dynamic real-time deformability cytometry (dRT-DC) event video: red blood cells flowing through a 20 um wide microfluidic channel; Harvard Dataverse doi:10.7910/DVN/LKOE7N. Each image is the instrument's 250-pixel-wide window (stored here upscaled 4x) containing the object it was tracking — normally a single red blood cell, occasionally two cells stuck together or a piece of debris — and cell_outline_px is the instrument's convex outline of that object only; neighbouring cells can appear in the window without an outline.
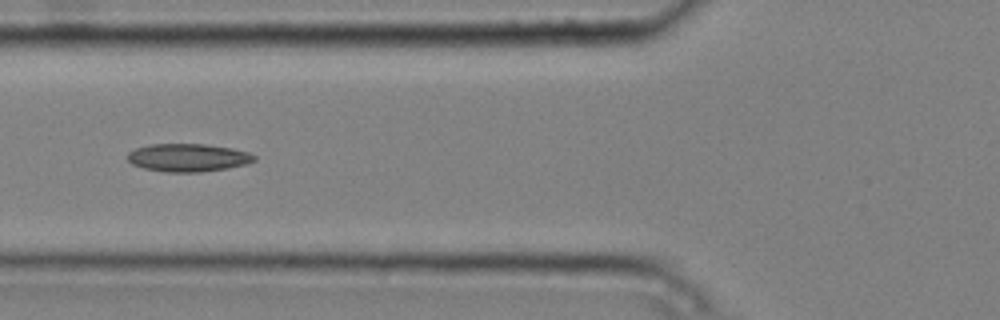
{"species": "common noctule bat (a hibernating species)", "species_latin": "Nyctalus noctula", "temperature_condition": "cold", "stored_images_in_passage": 8, "camera_frame_rate_fps": 3000, "um_per_image_px": 0.085, "animal": {"sex": "male", "body_mass_g": 20.4}, "frame": {"image": 1, "passage_image": 6, "time_ms": 1.667, "image_size_px": [1000, 320], "cell_outline_px": [[256, 160], [248, 164], [228, 168], [200, 172], [164, 172], [144, 168], [132, 164], [128, 160], [128, 152], [136, 148], [152, 144], [208, 144], [232, 148], [248, 152], [256, 156]], "centroid_in_image_um": [16.01, 13.4], "position_along_channel_um": 109.8, "area_um2": 20.75}}
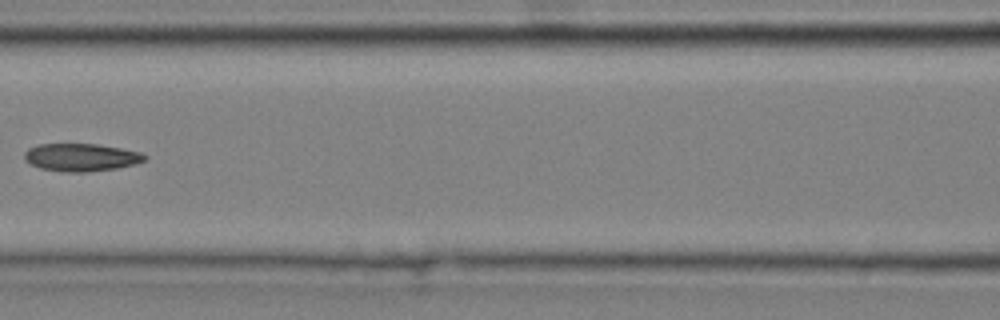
{"frame": {"image": 2, "passage_image": 7, "time_ms": 2.0, "image_size_px": [1000, 320], "cell_outline_px": [[148, 156], [144, 160], [136, 164], [116, 168], [88, 172], [60, 172], [40, 168], [24, 160], [24, 152], [28, 148], [40, 144], [96, 144], [120, 148], [140, 152]], "centroid_in_image_um": [6.88, 13.38], "position_along_channel_um": 159.7, "area_um2": 19.48}}
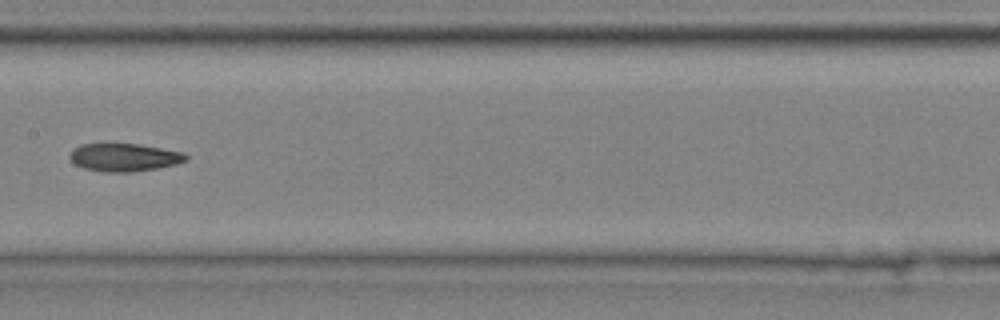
{"frame": {"image": 3, "passage_image": 8, "time_ms": 2.333, "image_size_px": [1000, 320], "cell_outline_px": [[188, 160], [176, 164], [156, 168], [132, 172], [104, 172], [84, 168], [76, 164], [68, 156], [72, 148], [80, 144], [136, 144], [184, 152], [188, 156]], "centroid_in_image_um": [10.55, 13.37], "position_along_channel_um": 196.9, "area_um2": 18.84}}